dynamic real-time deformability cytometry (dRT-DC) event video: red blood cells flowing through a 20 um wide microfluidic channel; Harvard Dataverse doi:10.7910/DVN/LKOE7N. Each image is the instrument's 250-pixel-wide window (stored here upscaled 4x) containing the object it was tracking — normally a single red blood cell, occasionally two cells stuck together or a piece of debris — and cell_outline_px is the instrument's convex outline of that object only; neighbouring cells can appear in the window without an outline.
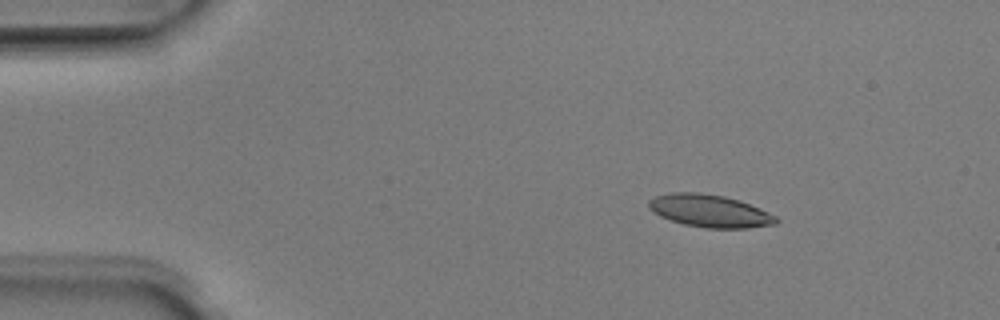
{"species": "Egyptian fruit bat (a non-hibernating species)", "species_latin": "Rousettus aegyptiacus", "temperature_condition": "room temperature", "stored_images_in_passage": 50, "camera_frame_rate_fps": 3000, "um_per_image_px": 0.085, "animal": {"sex": "male"}, "frame": {"image": 1, "passage_image": 7, "time_ms": 2.0, "image_size_px": [1000, 320], "cell_outline_px": [[780, 220], [776, 224], [748, 228], [708, 228], [684, 224], [660, 216], [652, 212], [648, 208], [648, 200], [656, 196], [672, 192], [700, 192], [724, 196], [740, 200], [760, 208], [776, 216]], "centroid_in_image_um": [60.33, 17.92], "position_along_channel_um": 24.7, "area_um2": 24.28}}
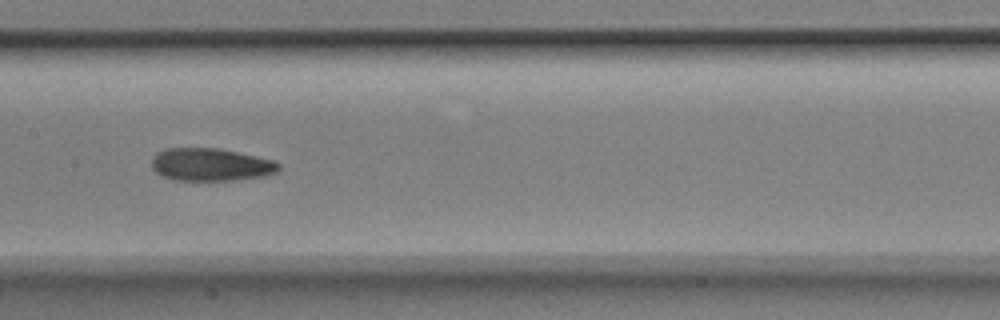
{"frame": {"image": 2, "passage_image": 25, "time_ms": 8.0, "image_size_px": [1000, 320], "cell_outline_px": [[280, 172], [264, 176], [236, 180], [172, 180], [160, 176], [152, 168], [152, 156], [156, 152], [168, 148], [220, 148], [272, 160], [280, 164]], "centroid_in_image_um": [17.9, 14.0], "position_along_channel_um": 189.5, "area_um2": 24.45}}
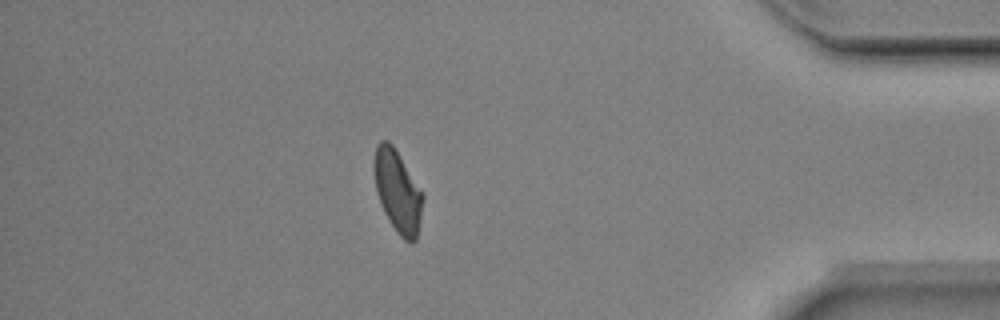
{"frame": {"image": 3, "passage_image": 44, "time_ms": 14.333, "image_size_px": [1000, 320], "cell_outline_px": [[424, 196], [416, 240], [412, 244], [404, 240], [396, 232], [388, 220], [380, 204], [376, 192], [372, 168], [372, 164], [376, 144], [380, 140], [388, 140], [392, 144], [424, 192]], "centroid_in_image_um": [33.77, 16.24], "position_along_channel_um": 401.4, "area_um2": 23.87}, "authors_computed_cell_mechanics": {"area_um2": 24.2182, "velocity_mm_per_s": 3.9745, "shape_relaxation_time_tau1_ms": 5.6379, "shape_relaxation_time_tau2_ms": 2.5444, "deformation_change_tau1": 0.1431, "deformation_change_tau2": 0.0882}}